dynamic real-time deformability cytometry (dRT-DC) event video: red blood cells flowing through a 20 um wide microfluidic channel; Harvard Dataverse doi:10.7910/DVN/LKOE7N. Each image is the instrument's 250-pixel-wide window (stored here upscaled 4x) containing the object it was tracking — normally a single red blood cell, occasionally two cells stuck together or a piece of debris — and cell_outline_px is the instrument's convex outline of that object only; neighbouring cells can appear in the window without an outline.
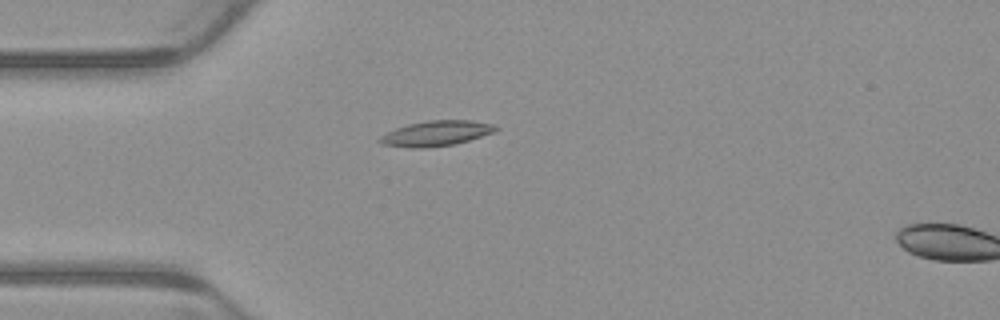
{"species": "common noctule bat (a hibernating species)", "species_latin": "Nyctalus noctula", "temperature_condition": "warm", "stored_images_in_passage": 2, "segment_of_instrument_passage": [1, 2], "camera_frame_rate_fps": 3000, "um_per_image_px": 0.085, "animal": {"sex": "male", "body_mass_g": 23.1, "forearm_length_mm": 52.7}, "frame": {"image": 1, "passage_image": 1, "time_ms": 0.0, "image_size_px": [1000, 320], "cell_outline_px": [[500, 128], [496, 132], [456, 144], [428, 148], [408, 148], [380, 144], [376, 140], [380, 136], [396, 128], [408, 124], [428, 120], [472, 120], [496, 124]], "centroid_in_image_um": [37.1, 11.34], "position_along_channel_um": 47.9, "area_um2": 17.46}}